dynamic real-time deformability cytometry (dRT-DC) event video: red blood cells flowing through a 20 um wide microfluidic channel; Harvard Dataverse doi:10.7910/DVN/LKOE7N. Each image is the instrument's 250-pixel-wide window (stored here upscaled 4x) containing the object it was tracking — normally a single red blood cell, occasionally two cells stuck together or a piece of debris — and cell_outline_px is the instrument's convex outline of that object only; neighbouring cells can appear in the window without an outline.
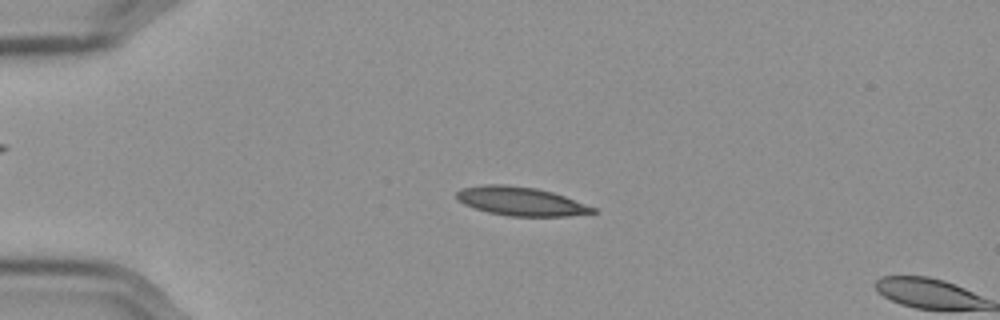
{"species": "Egyptian fruit bat (a non-hibernating species)", "species_latin": "Rousettus aegyptiacus", "temperature_condition": "cold", "stored_images_in_passage": 15, "camera_frame_rate_fps": 3000, "um_per_image_px": 0.085, "frame": {"image": 1, "passage_image": 13, "time_ms": 4.0, "image_size_px": [1000, 320], "cell_outline_px": [[600, 212], [568, 216], [508, 216], [488, 212], [464, 204], [456, 200], [456, 192], [460, 188], [488, 184], [504, 184], [536, 188], [552, 192], [564, 196], [596, 208]], "centroid_in_image_um": [44.26, 17.11], "position_along_channel_um": 40.7, "area_um2": 22.83}}